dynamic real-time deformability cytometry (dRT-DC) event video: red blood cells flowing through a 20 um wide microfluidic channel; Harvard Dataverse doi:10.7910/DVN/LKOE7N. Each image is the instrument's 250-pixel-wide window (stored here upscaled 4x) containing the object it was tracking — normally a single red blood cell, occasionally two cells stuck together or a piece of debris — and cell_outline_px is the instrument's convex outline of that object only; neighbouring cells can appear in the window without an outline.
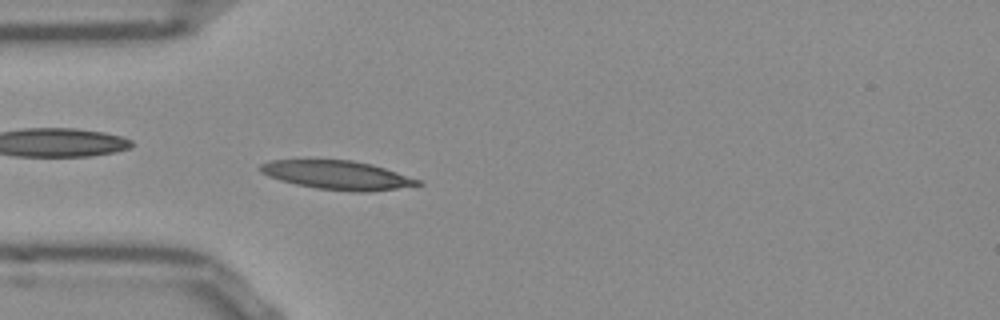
{"species": "Egyptian fruit bat (a non-hibernating species)", "species_latin": "Rousettus aegyptiacus", "temperature_condition": "room temperature", "stored_images_in_passage": 52, "camera_frame_rate_fps": 3000, "um_per_image_px": 0.085, "frame": {"image": 1, "passage_image": 14, "time_ms": 4.333, "image_size_px": [1000, 320], "cell_outline_px": [[424, 184], [372, 192], [352, 192], [316, 188], [296, 184], [280, 180], [268, 176], [260, 172], [260, 164], [272, 160], [352, 160], [372, 164], [420, 180]], "centroid_in_image_um": [28.68, 14.89], "position_along_channel_um": 56.3, "area_um2": 26.36}}
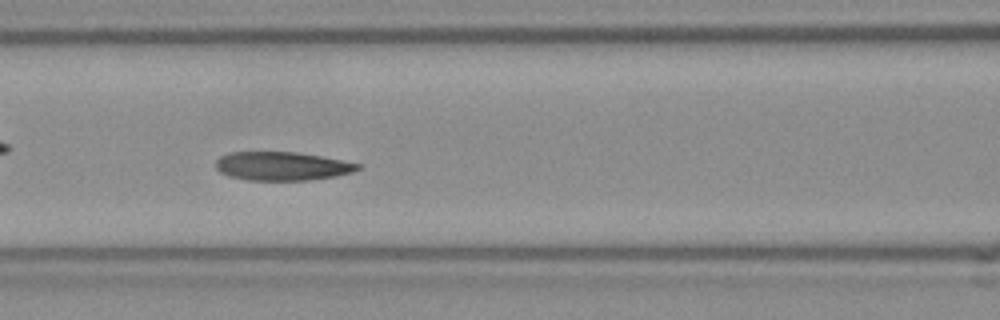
{"frame": {"image": 2, "passage_image": 21, "time_ms": 6.667, "image_size_px": [1000, 320], "cell_outline_px": [[360, 168], [352, 172], [336, 176], [312, 180], [248, 180], [228, 176], [220, 172], [216, 168], [216, 160], [220, 156], [232, 152], [296, 152], [320, 156], [360, 164]], "centroid_in_image_um": [23.95, 14.12], "position_along_channel_um": 142.7, "area_um2": 23.58}}
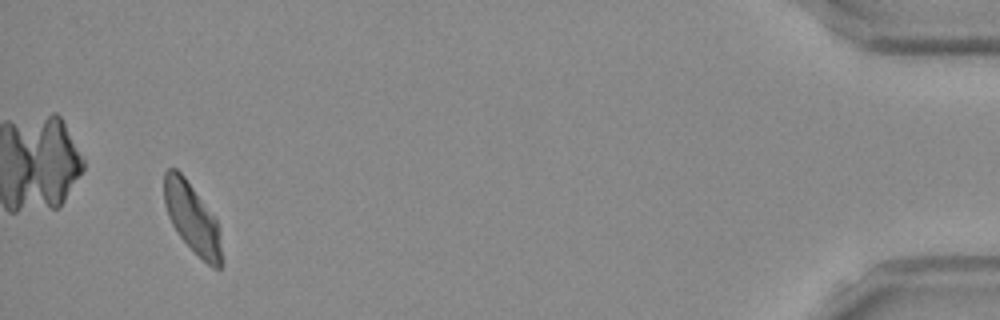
{"frame": {"image": 3, "passage_image": 49, "time_ms": 16.0, "image_size_px": [1000, 320], "cell_outline_px": [[220, 268], [212, 268], [176, 232], [168, 216], [164, 204], [164, 172], [168, 168], [176, 168], [184, 176], [216, 220], [220, 248]], "centroid_in_image_um": [16.26, 18.48], "position_along_channel_um": 418.9, "area_um2": 22.43}, "authors_computed_cell_mechanics": {"area_um2": 24.4205, "velocity_mm_per_s": 3.8179, "shape_relaxation_time_tau1_ms": 6.157, "shape_relaxation_time_tau2_ms": 3.4448, "deformation_change_tau1": 0.1586, "deformation_change_tau2": 0.1011}}